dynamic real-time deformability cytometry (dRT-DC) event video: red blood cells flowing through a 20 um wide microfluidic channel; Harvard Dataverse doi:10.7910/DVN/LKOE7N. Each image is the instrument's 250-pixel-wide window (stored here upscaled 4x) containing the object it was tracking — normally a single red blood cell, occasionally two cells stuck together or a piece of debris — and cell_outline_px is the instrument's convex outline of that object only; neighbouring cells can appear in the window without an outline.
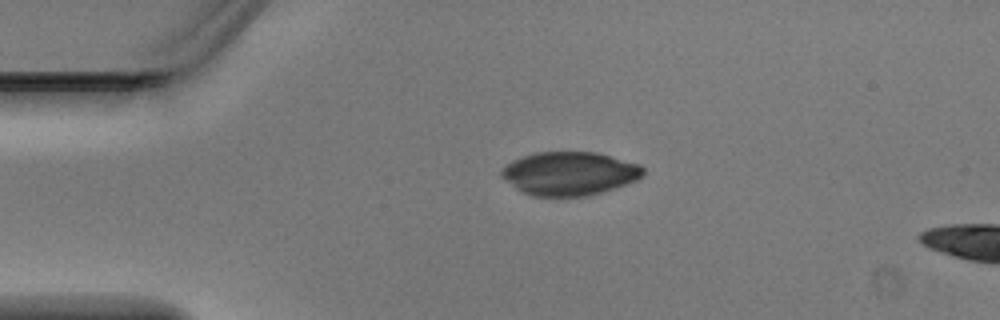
{"species": "Egyptian fruit bat (a non-hibernating species)", "species_latin": "Rousettus aegyptiacus", "temperature_condition": "warm", "stored_images_in_passage": 2, "camera_frame_rate_fps": 3000, "um_per_image_px": 0.085, "animal": {"sex": "male"}, "frame": {"image": 1, "passage_image": 1, "time_ms": 0.0, "image_size_px": [1000, 320], "cell_outline_px": [[644, 176], [636, 180], [588, 196], [532, 196], [516, 188], [500, 176], [500, 172], [512, 160], [536, 152], [596, 152], [640, 164], [644, 168]], "centroid_in_image_um": [48.41, 14.74], "position_along_channel_um": 36.6, "area_um2": 35.66}}